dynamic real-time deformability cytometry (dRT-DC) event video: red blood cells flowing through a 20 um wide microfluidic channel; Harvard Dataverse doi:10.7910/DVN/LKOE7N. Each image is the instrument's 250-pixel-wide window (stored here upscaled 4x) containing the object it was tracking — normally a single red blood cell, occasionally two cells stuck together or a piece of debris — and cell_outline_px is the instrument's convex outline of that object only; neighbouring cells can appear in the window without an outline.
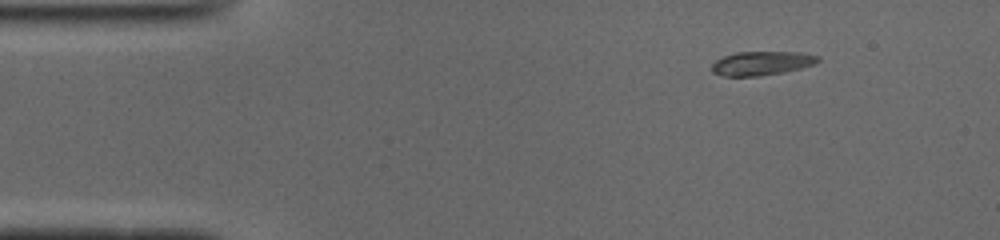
{"species": "common noctule bat (a hibernating species)", "species_latin": "Nyctalus noctula", "temperature_condition": "cold", "stored_images_in_passage": 45, "camera_frame_rate_fps": 3000, "um_per_image_px": 0.085, "animal": {"sex": "male", "body_mass_g": 19.0, "forearm_length_mm": 50.8}, "frame": {"image": 1, "passage_image": 1, "time_ms": 0.0, "image_size_px": [1000, 240], "cell_outline_px": [[820, 60], [816, 64], [784, 72], [760, 76], [724, 76], [712, 72], [712, 64], [716, 60], [724, 56], [736, 52], [800, 52], [820, 56]], "centroid_in_image_um": [64.77, 5.37], "position_along_channel_um": 20.2, "area_um2": 14.85}}
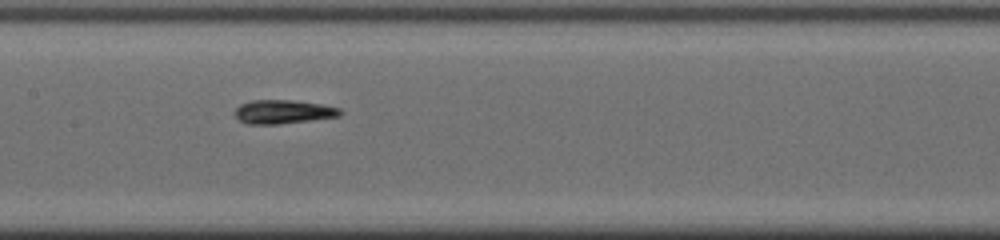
{"frame": {"image": 2, "passage_image": 19, "time_ms": 6.0, "image_size_px": [1000, 240], "cell_outline_px": [[344, 112], [340, 116], [280, 124], [248, 124], [240, 120], [236, 116], [236, 108], [240, 104], [252, 100], [288, 100], [320, 104], [340, 108]], "centroid_in_image_um": [24.09, 9.5], "position_along_channel_um": 183.3, "area_um2": 14.45}}
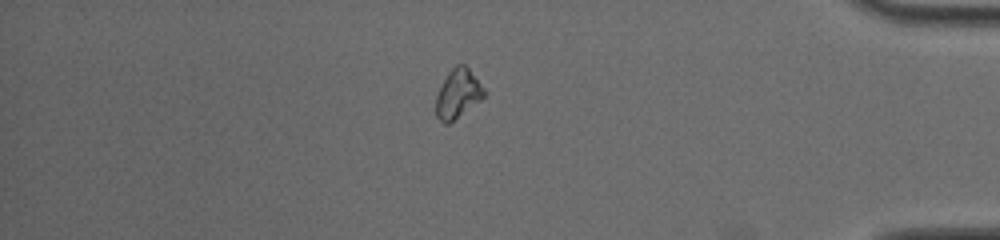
{"frame": {"image": 3, "passage_image": 38, "time_ms": 12.333, "image_size_px": [1000, 240], "cell_outline_px": [[488, 92], [480, 100], [448, 124], [444, 124], [436, 116], [436, 96], [448, 72], [456, 64], [464, 64], [468, 68]], "centroid_in_image_um": [38.93, 7.96], "position_along_channel_um": 396.3, "area_um2": 13.58}, "authors_computed_cell_mechanics": {"area_um2": 14.161, "velocity_mm_per_s": 3.9286, "shape_relaxation_time_tau1_ms": 3.3101, "shape_relaxation_time_tau2_ms": 0.6115, "deformation_change_tau1": 0.1254, "deformation_change_tau2": 0.0593}}